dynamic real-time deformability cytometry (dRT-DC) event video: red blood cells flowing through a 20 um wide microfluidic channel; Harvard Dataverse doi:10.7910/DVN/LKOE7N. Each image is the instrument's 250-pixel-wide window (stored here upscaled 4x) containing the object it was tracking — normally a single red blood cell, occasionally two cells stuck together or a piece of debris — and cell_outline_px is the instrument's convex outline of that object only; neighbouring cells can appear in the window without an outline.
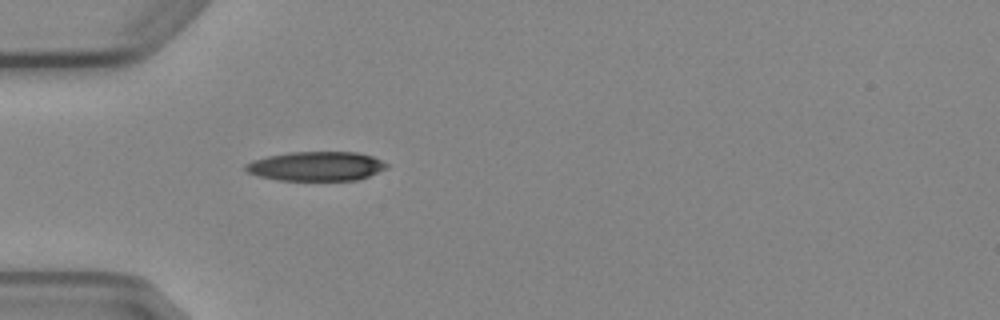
{"species": "Egyptian fruit bat (a non-hibernating species)", "species_latin": "Rousettus aegyptiacus", "temperature_condition": "cold", "stored_images_in_passage": 1, "camera_frame_rate_fps": 3000, "um_per_image_px": 0.085, "animal": {"sex": "female"}, "frame": {"image": 1, "passage_image": 1, "time_ms": 0.0, "image_size_px": [1000, 320], "cell_outline_px": [[388, 168], [368, 176], [356, 180], [280, 180], [260, 176], [248, 172], [244, 168], [244, 164], [252, 160], [268, 156], [288, 152], [356, 152], [372, 156], [388, 164]], "centroid_in_image_um": [26.87, 14.12], "position_along_channel_um": 58.1, "area_um2": 23.99}}